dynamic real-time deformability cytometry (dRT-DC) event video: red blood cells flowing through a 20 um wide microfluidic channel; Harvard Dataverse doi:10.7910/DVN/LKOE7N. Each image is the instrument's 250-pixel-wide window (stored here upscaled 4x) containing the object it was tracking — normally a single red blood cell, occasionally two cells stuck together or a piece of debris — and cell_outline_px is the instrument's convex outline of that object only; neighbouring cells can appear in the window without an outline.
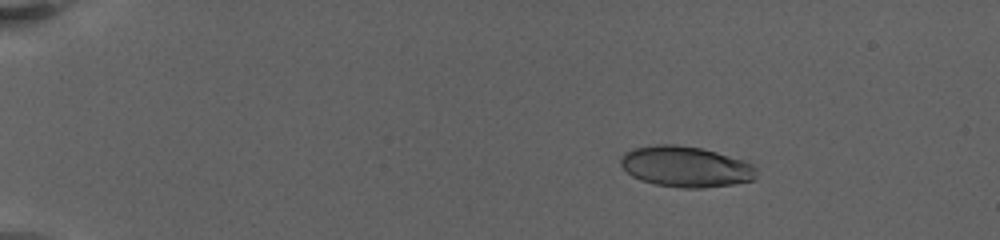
{"species": "human", "species_latin": "Homo sapiens", "temperature_condition": "warm", "stored_images_in_passage": 17, "camera_frame_rate_fps": 3000, "um_per_image_px": 0.085, "donor": {"sex": "female"}, "frame": {"image": 1, "passage_image": 7, "time_ms": 3.333, "image_size_px": [1000, 240], "cell_outline_px": [[756, 176], [752, 180], [732, 184], [704, 188], [680, 188], [656, 184], [640, 180], [632, 176], [620, 164], [620, 156], [624, 152], [632, 148], [656, 144], [676, 144], [700, 148], [716, 152], [744, 160], [752, 164], [756, 168]], "centroid_in_image_um": [58.25, 14.16], "position_along_channel_um": 26.7, "area_um2": 32.37}}
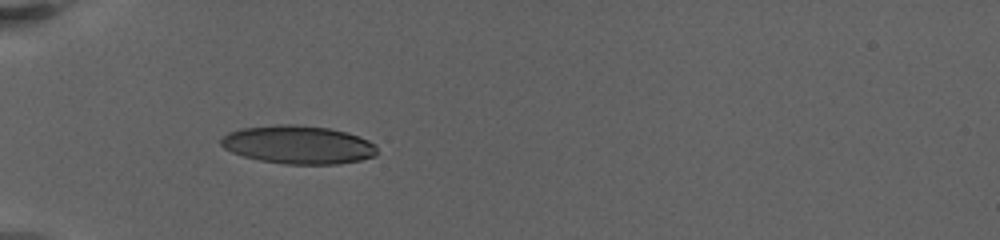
{"frame": {"image": 2, "passage_image": 14, "time_ms": 7.333, "image_size_px": [1000, 240], "cell_outline_px": [[376, 156], [360, 160], [336, 164], [284, 164], [260, 160], [244, 156], [232, 152], [224, 148], [220, 144], [220, 140], [228, 132], [240, 128], [276, 124], [296, 124], [328, 128], [348, 132], [368, 140], [376, 144]], "centroid_in_image_um": [25.34, 12.29], "position_along_channel_um": 59.7, "area_um2": 34.97}}